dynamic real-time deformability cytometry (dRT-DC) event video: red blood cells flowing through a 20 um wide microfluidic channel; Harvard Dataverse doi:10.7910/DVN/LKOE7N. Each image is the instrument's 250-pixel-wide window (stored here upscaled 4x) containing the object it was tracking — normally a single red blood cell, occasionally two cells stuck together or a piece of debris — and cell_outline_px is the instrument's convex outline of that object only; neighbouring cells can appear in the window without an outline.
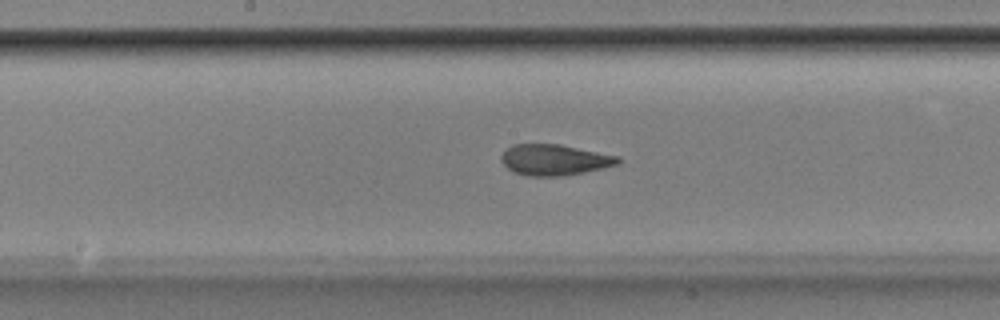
{"species": "Egyptian fruit bat (a non-hibernating species)", "species_latin": "Rousettus aegyptiacus", "temperature_condition": "room temperature", "stored_images_in_passage": 46, "camera_frame_rate_fps": 3000, "um_per_image_px": 0.085, "animal": {"sex": "male"}, "frame": {"image": 1, "passage_image": 27, "time_ms": 8.667, "image_size_px": [1000, 320], "cell_outline_px": [[620, 164], [604, 168], [584, 172], [560, 176], [528, 176], [512, 172], [500, 160], [500, 156], [512, 144], [560, 144], [620, 156]], "centroid_in_image_um": [47.14, 13.58], "position_along_channel_um": 201.1, "area_um2": 21.15}}
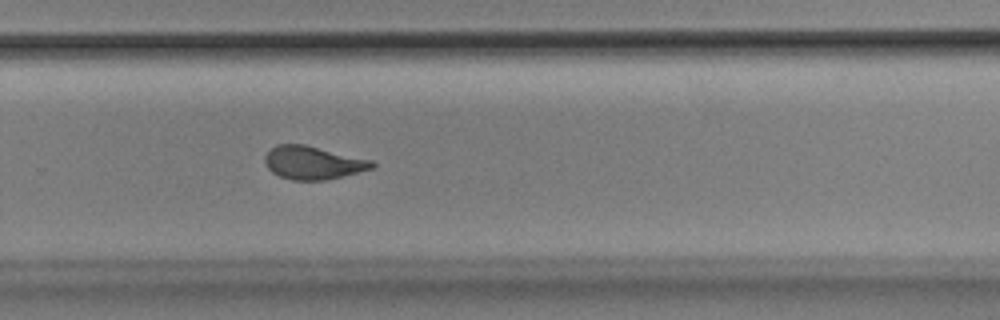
{"frame": {"image": 2, "passage_image": 35, "time_ms": 11.333, "image_size_px": [1000, 320], "cell_outline_px": [[376, 164], [372, 168], [328, 180], [292, 180], [280, 176], [272, 172], [268, 168], [264, 160], [264, 156], [276, 144], [304, 144], [372, 160]], "centroid_in_image_um": [26.59, 13.83], "position_along_channel_um": 303.2, "area_um2": 20.58}}
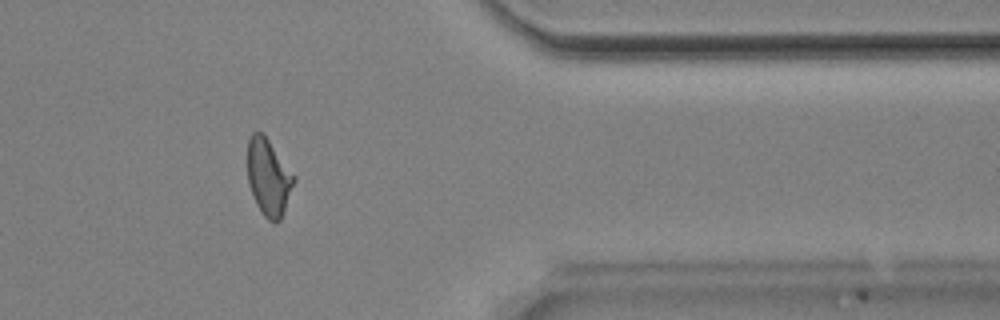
{"frame": {"image": 3, "passage_image": 43, "time_ms": 14.0, "image_size_px": [1000, 320], "cell_outline_px": [[296, 180], [284, 212], [280, 220], [276, 224], [268, 220], [264, 216], [256, 204], [248, 184], [248, 136], [252, 132], [260, 132], [268, 140], [296, 176]], "centroid_in_image_um": [22.84, 15.1], "position_along_channel_um": 388.6, "area_um2": 20.81}}